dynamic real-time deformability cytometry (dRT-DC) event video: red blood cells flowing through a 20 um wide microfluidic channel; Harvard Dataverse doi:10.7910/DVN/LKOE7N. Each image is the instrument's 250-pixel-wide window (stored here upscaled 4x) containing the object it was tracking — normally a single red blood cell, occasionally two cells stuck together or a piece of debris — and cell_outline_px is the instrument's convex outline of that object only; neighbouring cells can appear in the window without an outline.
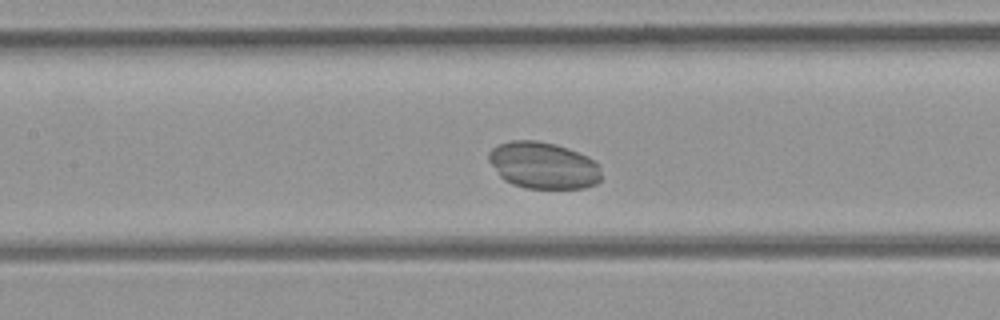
{"species": "common noctule bat (a hibernating species)", "species_latin": "Nyctalus noctula", "temperature_condition": "room temperature", "stored_images_in_passage": 41, "camera_frame_rate_fps": 3000, "um_per_image_px": 0.085, "animal": {"sex": "female", "body_mass_g": 21.9}, "frame": {"image": 1, "passage_image": 17, "time_ms": 5.333, "image_size_px": [1000, 320], "cell_outline_px": [[600, 180], [596, 184], [584, 188], [524, 188], [512, 184], [504, 180], [500, 176], [488, 160], [488, 152], [492, 148], [508, 140], [536, 140], [556, 144], [568, 148], [588, 156], [596, 160], [600, 172]], "centroid_in_image_um": [46.17, 14.05], "position_along_channel_um": 161.2, "area_um2": 30.87}}
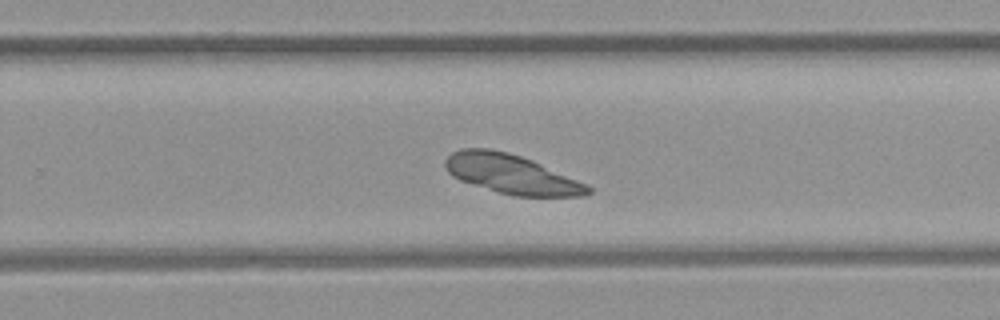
{"frame": {"image": 2, "passage_image": 25, "time_ms": 8.0, "image_size_px": [1000, 320], "cell_outline_px": [[592, 192], [584, 196], [512, 196], [472, 184], [460, 180], [452, 176], [448, 172], [444, 164], [444, 160], [452, 152], [460, 148], [492, 148], [508, 152], [532, 160], [588, 184], [592, 188]], "centroid_in_image_um": [43.47, 14.79], "position_along_channel_um": 286.3, "area_um2": 32.77}}
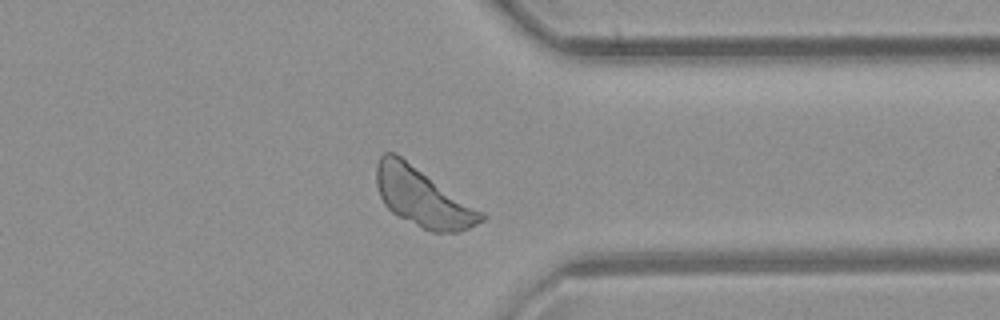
{"frame": {"image": 3, "passage_image": 31, "time_ms": 10.0, "image_size_px": [1000, 320], "cell_outline_px": [[488, 216], [484, 220], [460, 232], [432, 232], [392, 212], [384, 204], [380, 196], [376, 184], [376, 164], [380, 156], [384, 152], [392, 152], [400, 156], [484, 212]], "centroid_in_image_um": [35.93, 16.77], "position_along_channel_um": 375.5, "area_um2": 35.26}}